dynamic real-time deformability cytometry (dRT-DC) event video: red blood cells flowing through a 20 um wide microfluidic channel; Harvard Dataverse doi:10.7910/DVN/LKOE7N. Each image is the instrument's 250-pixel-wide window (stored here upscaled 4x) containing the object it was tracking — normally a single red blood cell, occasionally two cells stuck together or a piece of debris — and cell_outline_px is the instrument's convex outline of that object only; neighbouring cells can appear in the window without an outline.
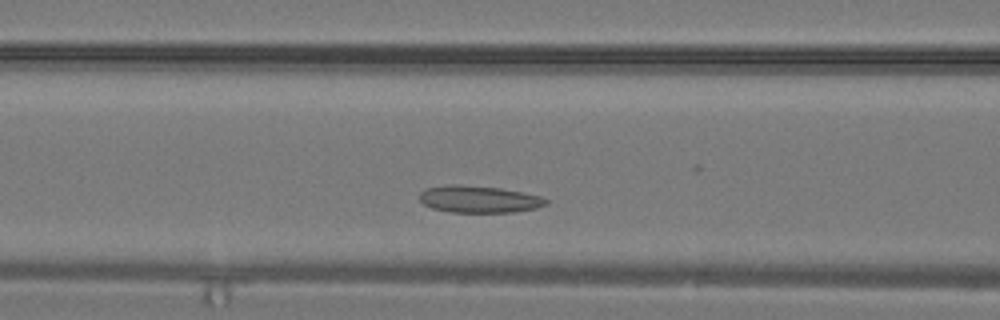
{"species": "common noctule bat (a hibernating species)", "species_latin": "Nyctalus noctula", "temperature_condition": "warm", "stored_images_in_passage": 27, "camera_frame_rate_fps": 3000, "um_per_image_px": 0.085, "animal": {"sex": "male", "body_mass_g": 19.2, "forearm_length_mm": 51.8}, "frame": {"image": 1, "passage_image": 7, "time_ms": 2.0, "image_size_px": [1000, 320], "cell_outline_px": [[548, 204], [536, 208], [516, 212], [448, 212], [432, 208], [424, 204], [420, 200], [420, 192], [428, 188], [452, 184], [456, 184], [500, 188], [524, 192], [540, 196], [548, 200]], "centroid_in_image_um": [40.74, 16.94], "position_along_channel_um": 125.9, "area_um2": 19.88}}
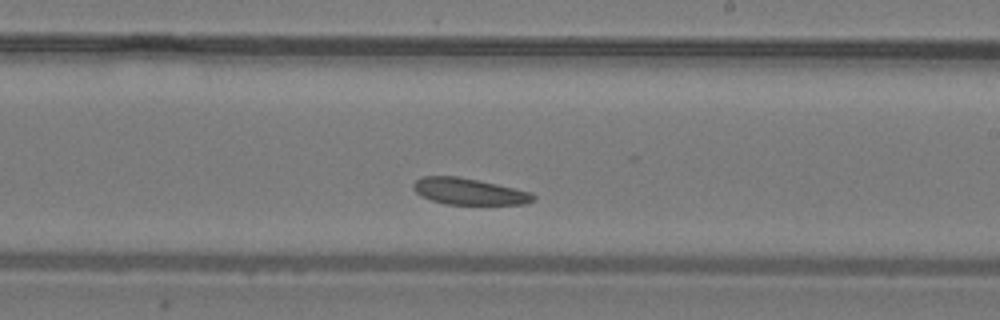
{"frame": {"image": 2, "passage_image": 13, "time_ms": 4.0, "image_size_px": [1000, 320], "cell_outline_px": [[536, 200], [524, 204], [444, 204], [420, 196], [412, 188], [412, 184], [416, 180], [424, 176], [456, 176], [516, 188], [532, 192], [536, 196]], "centroid_in_image_um": [39.87, 16.28], "position_along_channel_um": 249.1, "area_um2": 18.5}}
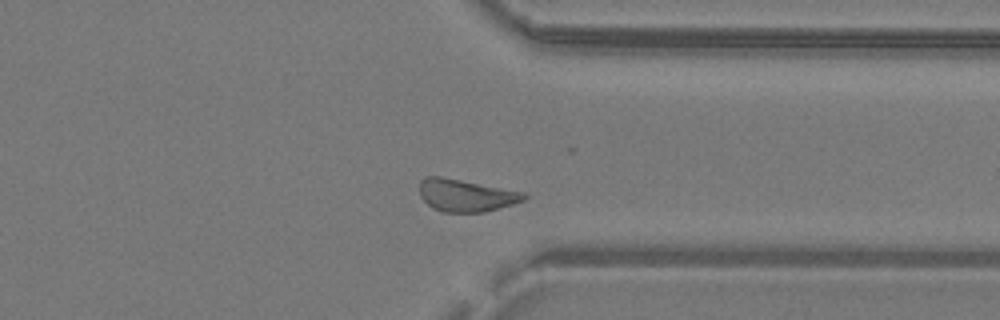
{"frame": {"image": 3, "passage_image": 19, "time_ms": 6.0, "image_size_px": [1000, 320], "cell_outline_px": [[528, 196], [524, 200], [512, 204], [484, 212], [444, 212], [432, 208], [420, 196], [420, 180], [424, 176], [440, 176], [524, 192]], "centroid_in_image_um": [39.57, 16.6], "position_along_channel_um": 371.8, "area_um2": 19.54}}